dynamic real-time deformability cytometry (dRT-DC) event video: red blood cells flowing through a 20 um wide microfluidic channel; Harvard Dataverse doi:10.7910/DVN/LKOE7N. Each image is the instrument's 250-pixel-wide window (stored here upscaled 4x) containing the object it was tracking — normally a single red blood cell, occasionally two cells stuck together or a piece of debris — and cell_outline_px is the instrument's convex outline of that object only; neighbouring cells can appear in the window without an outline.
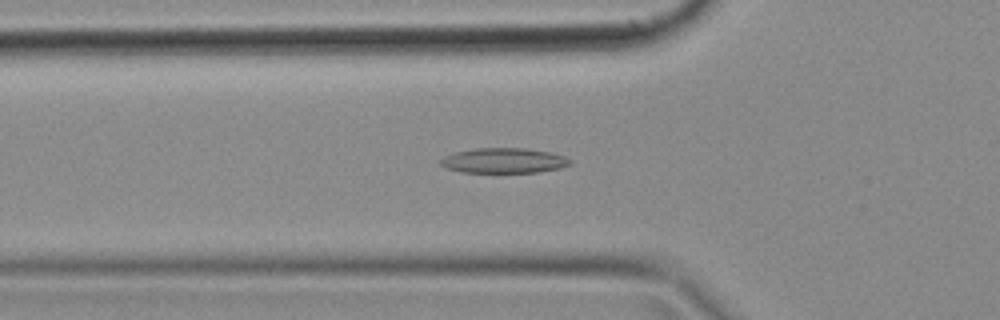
{"species": "common noctule bat (a hibernating species)", "species_latin": "Nyctalus noctula", "temperature_condition": "cold", "stored_images_in_passage": 36, "camera_frame_rate_fps": 3000, "um_per_image_px": 0.085, "animal": {"sex": "female", "body_mass_g": 18.4}, "frame": {"image": 1, "passage_image": 10, "time_ms": 3.0, "image_size_px": [1000, 320], "cell_outline_px": [[572, 164], [560, 168], [540, 172], [460, 172], [448, 168], [440, 164], [440, 160], [444, 156], [456, 152], [476, 148], [524, 148], [548, 152], [564, 156], [572, 160]], "centroid_in_image_um": [42.84, 13.65], "position_along_channel_um": 83.0, "area_um2": 18.84}}
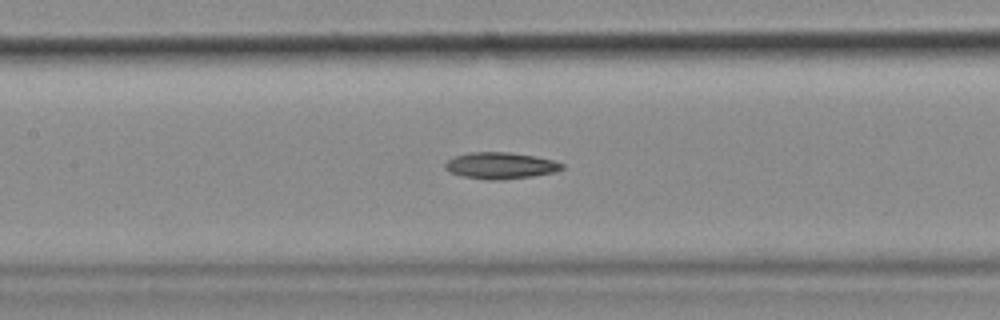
{"frame": {"image": 2, "passage_image": 16, "time_ms": 5.0, "image_size_px": [1000, 320], "cell_outline_px": [[564, 168], [556, 172], [532, 176], [500, 180], [488, 180], [460, 176], [448, 172], [444, 168], [444, 164], [448, 160], [456, 156], [468, 152], [508, 152], [536, 156], [556, 160], [564, 164]], "centroid_in_image_um": [42.55, 14.08], "position_along_channel_um": 164.9, "area_um2": 18.32}}
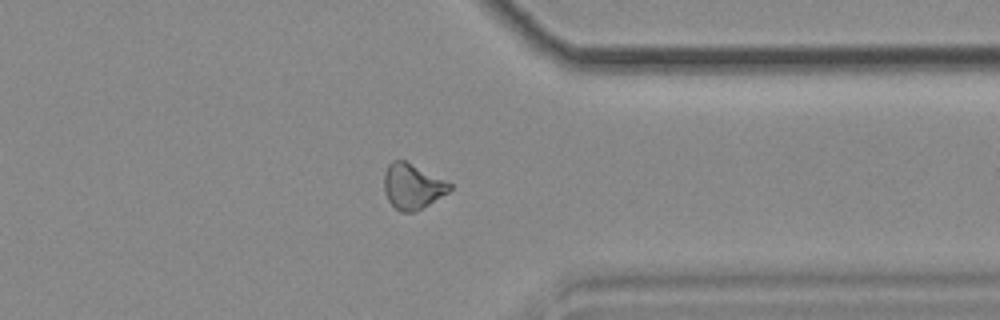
{"frame": {"image": 3, "passage_image": 32, "time_ms": 10.333, "image_size_px": [1000, 320], "cell_outline_px": [[452, 188], [448, 192], [428, 204], [412, 212], [400, 212], [388, 200], [384, 192], [384, 172], [388, 164], [392, 160], [404, 160], [452, 184]], "centroid_in_image_um": [35.01, 15.83], "position_along_channel_um": 376.4, "area_um2": 16.99}}